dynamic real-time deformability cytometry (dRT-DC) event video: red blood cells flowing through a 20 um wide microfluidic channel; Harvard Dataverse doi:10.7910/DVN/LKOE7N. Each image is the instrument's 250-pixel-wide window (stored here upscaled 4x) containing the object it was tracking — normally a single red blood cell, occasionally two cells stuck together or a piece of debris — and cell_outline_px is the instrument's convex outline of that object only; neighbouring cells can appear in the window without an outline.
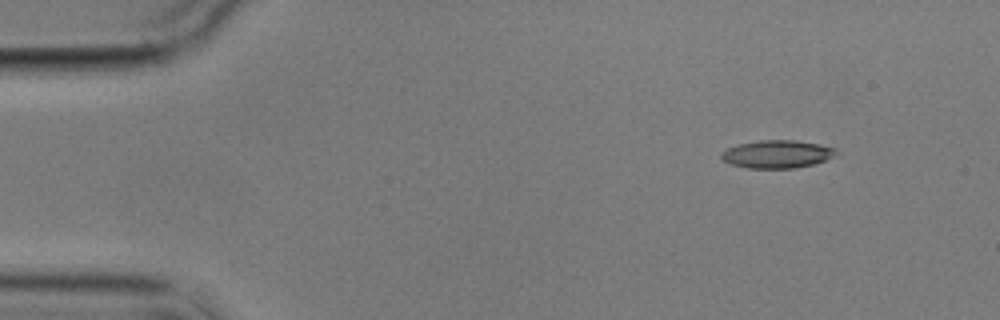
{"species": "common noctule bat (a hibernating species)", "species_latin": "Nyctalus noctula", "temperature_condition": "cold", "stored_images_in_passage": 3, "camera_frame_rate_fps": 3000, "um_per_image_px": 0.085, "animal": {"sex": "male", "body_mass_g": 17.9}, "frame": {"image": 1, "passage_image": 1, "time_ms": 0.0, "image_size_px": [1000, 320], "cell_outline_px": [[840, 152], [824, 160], [812, 164], [796, 168], [748, 168], [728, 164], [720, 156], [720, 152], [728, 148], [740, 144], [760, 140], [796, 140], [820, 144], [836, 148]], "centroid_in_image_um": [66.05, 13.1], "position_along_channel_um": 19.0, "area_um2": 18.67}}
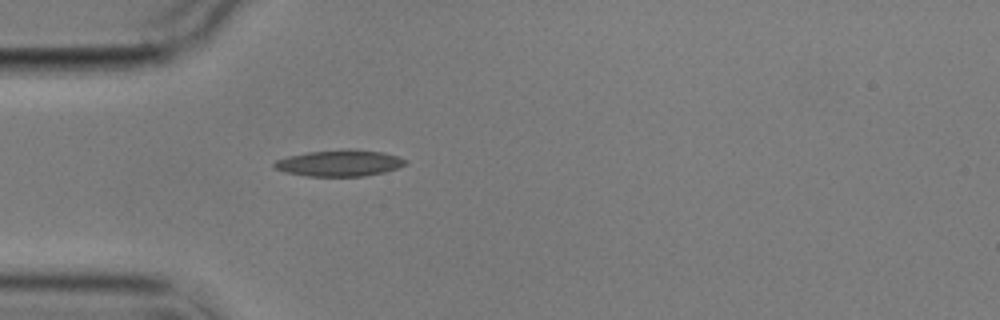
{"frame": {"image": 2, "passage_image": 3, "time_ms": 3.333, "image_size_px": [1000, 320], "cell_outline_px": [[408, 160], [404, 164], [396, 168], [384, 172], [364, 176], [308, 176], [284, 172], [276, 168], [272, 164], [276, 160], [288, 156], [308, 152], [348, 148], [384, 152], [400, 156]], "centroid_in_image_um": [28.87, 13.85], "position_along_channel_um": 56.1, "area_um2": 20.23}}